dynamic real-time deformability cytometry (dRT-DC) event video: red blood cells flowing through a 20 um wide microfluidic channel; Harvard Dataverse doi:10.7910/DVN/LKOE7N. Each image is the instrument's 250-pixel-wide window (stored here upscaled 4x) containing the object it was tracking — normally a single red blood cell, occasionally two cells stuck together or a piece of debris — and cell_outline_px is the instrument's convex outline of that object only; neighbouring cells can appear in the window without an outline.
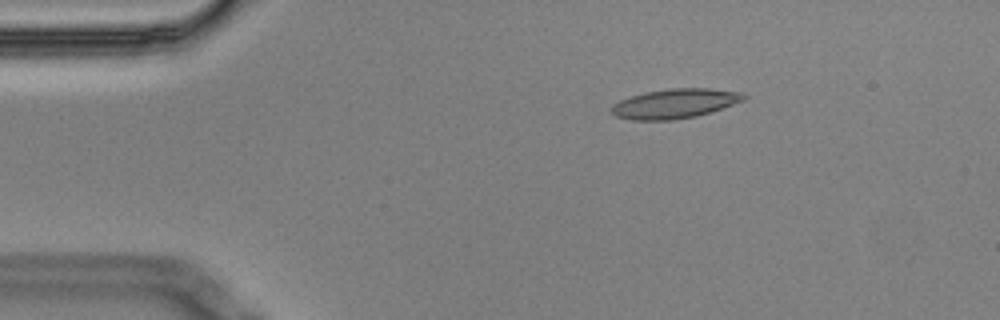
{"species": "Egyptian fruit bat (a non-hibernating species)", "species_latin": "Rousettus aegyptiacus", "temperature_condition": "cold", "stored_images_in_passage": 5, "camera_frame_rate_fps": 3000, "um_per_image_px": 0.085, "animal": {"sex": "male"}, "frame": {"image": 1, "passage_image": 3, "time_ms": 0.667, "image_size_px": [1000, 320], "cell_outline_px": [[748, 96], [744, 100], [712, 112], [696, 116], [672, 120], [632, 120], [616, 116], [608, 108], [612, 104], [620, 100], [644, 92], [668, 88], [708, 88], [736, 92]], "centroid_in_image_um": [57.32, 8.81], "position_along_channel_um": 27.7, "area_um2": 22.77}}
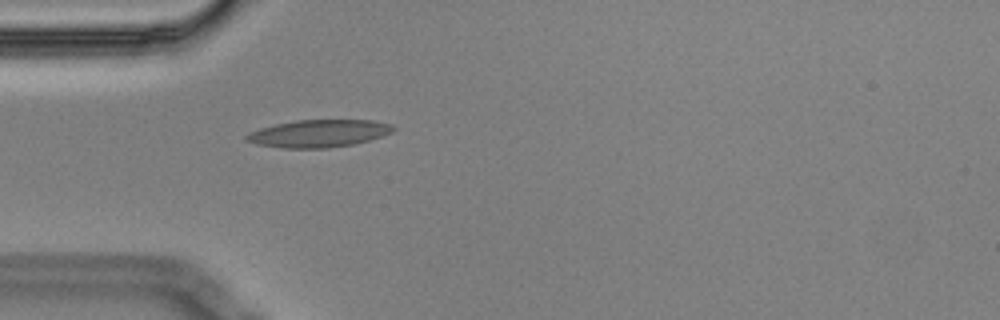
{"frame": {"image": 2, "passage_image": 5, "time_ms": 1.333, "image_size_px": [1000, 320], "cell_outline_px": [[396, 128], [392, 132], [368, 140], [352, 144], [328, 148], [284, 148], [256, 144], [244, 140], [244, 136], [248, 132], [260, 128], [276, 124], [296, 120], [372, 120], [392, 124]], "centroid_in_image_um": [27.05, 11.34], "position_along_channel_um": 57.9, "area_um2": 23.47}}